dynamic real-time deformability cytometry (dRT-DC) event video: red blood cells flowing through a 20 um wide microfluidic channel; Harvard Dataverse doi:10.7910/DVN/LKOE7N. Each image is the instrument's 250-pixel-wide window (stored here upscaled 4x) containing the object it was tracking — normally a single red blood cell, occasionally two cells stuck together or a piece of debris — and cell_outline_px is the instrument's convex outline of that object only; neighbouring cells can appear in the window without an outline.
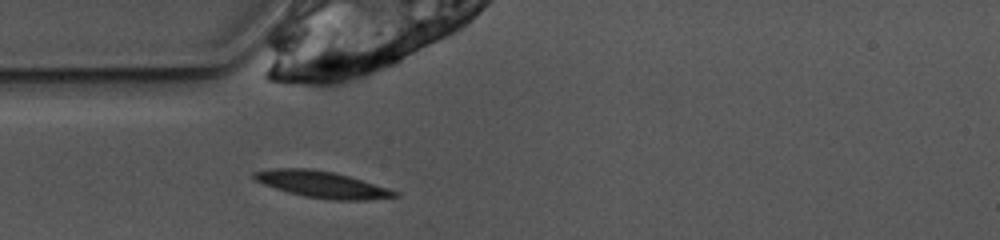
{"species": "common noctule bat (a hibernating species)", "species_latin": "Nyctalus noctula", "temperature_condition": "warm", "stored_images_in_passage": 39, "camera_frame_rate_fps": 3000, "um_per_image_px": 0.085, "animal": {"sex": "female", "body_mass_g": 10.0, "forearm_length_mm": 53.1}, "frame": {"image": 1, "passage_image": 2, "time_ms": 0.333, "image_size_px": [1000, 240], "cell_outline_px": [[400, 196], [368, 200], [332, 200], [304, 196], [288, 192], [264, 184], [256, 180], [252, 176], [252, 172], [272, 168], [308, 168], [332, 172], [348, 176], [388, 188], [400, 192]], "centroid_in_image_um": [27.38, 15.68], "position_along_channel_um": 57.6, "area_um2": 21.62}}
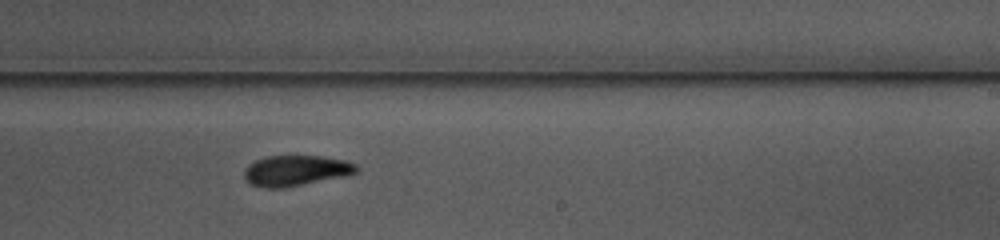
{"frame": {"image": 2, "passage_image": 18, "time_ms": 5.667, "image_size_px": [1000, 240], "cell_outline_px": [[360, 172], [348, 176], [284, 188], [264, 188], [248, 184], [244, 180], [244, 168], [248, 164], [256, 160], [268, 156], [320, 156], [348, 160], [356, 164], [360, 168]], "centroid_in_image_um": [25.18, 14.51], "position_along_channel_um": 263.8, "area_um2": 20.58}}
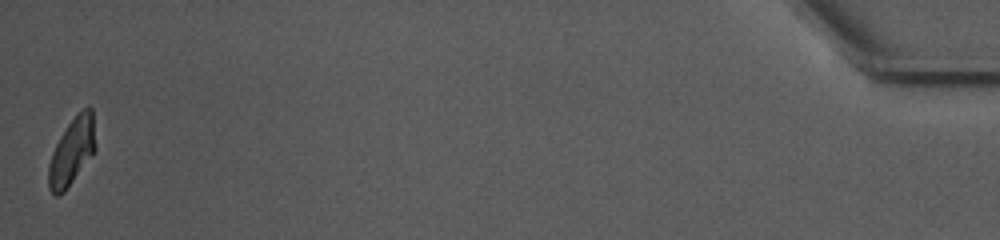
{"frame": {"image": 3, "passage_image": 39, "time_ms": 12.667, "image_size_px": [1000, 240], "cell_outline_px": [[96, 148], [92, 156], [64, 192], [60, 196], [56, 196], [48, 188], [48, 164], [52, 152], [60, 136], [68, 124], [88, 104], [92, 108]], "centroid_in_image_um": [6.11, 12.9], "position_along_channel_um": 429.1, "area_um2": 18.32}, "authors_computed_cell_mechanics": {"area_um2": 19.7676, "velocity_mm_per_s": 3.8611, "shape_relaxation_time_tau1_ms": 3.2928, "shape_relaxation_time_tau2_ms": 6.3245, "deformation_change_tau1": 0.1367, "deformation_change_tau2": 0.108}}